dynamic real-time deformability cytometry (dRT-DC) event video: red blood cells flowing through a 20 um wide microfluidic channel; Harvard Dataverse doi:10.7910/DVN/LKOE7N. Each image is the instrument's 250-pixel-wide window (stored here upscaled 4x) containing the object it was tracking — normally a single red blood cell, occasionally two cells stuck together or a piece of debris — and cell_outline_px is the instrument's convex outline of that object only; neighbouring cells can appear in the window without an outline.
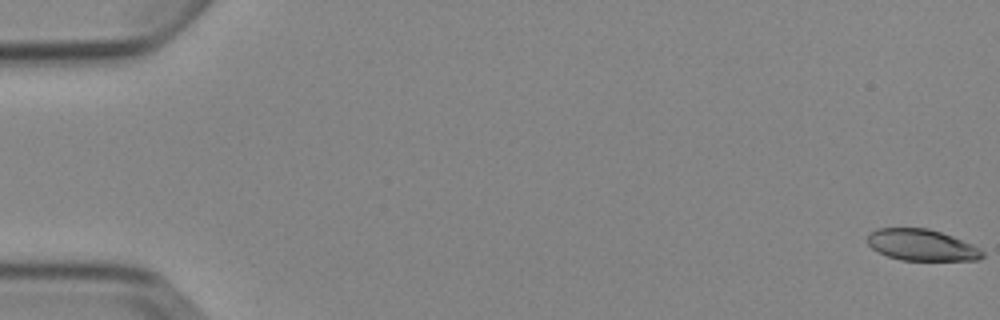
{"species": "Egyptian fruit bat (a non-hibernating species)", "species_latin": "Rousettus aegyptiacus", "temperature_condition": "cold", "stored_images_in_passage": 8, "camera_frame_rate_fps": 3000, "um_per_image_px": 0.085, "animal": {"sex": "female"}, "frame": {"image": 1, "passage_image": 1, "time_ms": 0.0, "image_size_px": [1000, 320], "cell_outline_px": [[984, 256], [976, 260], [900, 260], [888, 256], [872, 248], [868, 244], [868, 236], [876, 228], [928, 228], [952, 236], [972, 244], [980, 248], [984, 252]], "centroid_in_image_um": [78.36, 20.83], "position_along_channel_um": 6.6, "area_um2": 20.87}}
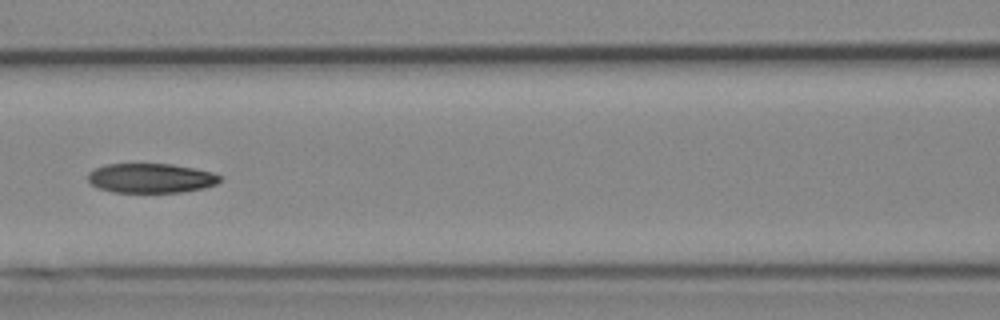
{"frame": {"image": 2, "passage_image": 7, "time_ms": 8.0, "image_size_px": [1000, 320], "cell_outline_px": [[220, 180], [216, 184], [204, 188], [180, 192], [112, 192], [100, 188], [92, 184], [88, 180], [88, 172], [96, 168], [108, 164], [172, 164], [212, 172], [220, 176]], "centroid_in_image_um": [12.82, 15.14], "position_along_channel_um": 153.8, "area_um2": 22.48}}
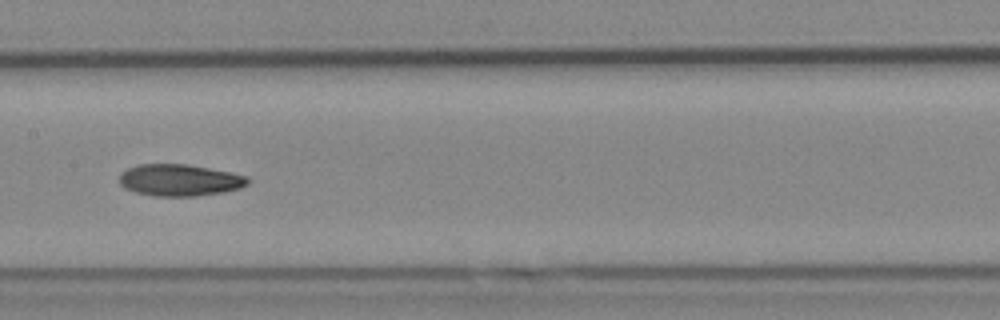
{"frame": {"image": 3, "passage_image": 8, "time_ms": 9.0, "image_size_px": [1000, 320], "cell_outline_px": [[248, 184], [240, 188], [224, 192], [196, 196], [152, 196], [136, 192], [124, 188], [120, 184], [120, 172], [128, 168], [140, 164], [188, 164], [248, 176]], "centroid_in_image_um": [15.25, 15.31], "position_along_channel_um": 192.2, "area_um2": 23.76}}